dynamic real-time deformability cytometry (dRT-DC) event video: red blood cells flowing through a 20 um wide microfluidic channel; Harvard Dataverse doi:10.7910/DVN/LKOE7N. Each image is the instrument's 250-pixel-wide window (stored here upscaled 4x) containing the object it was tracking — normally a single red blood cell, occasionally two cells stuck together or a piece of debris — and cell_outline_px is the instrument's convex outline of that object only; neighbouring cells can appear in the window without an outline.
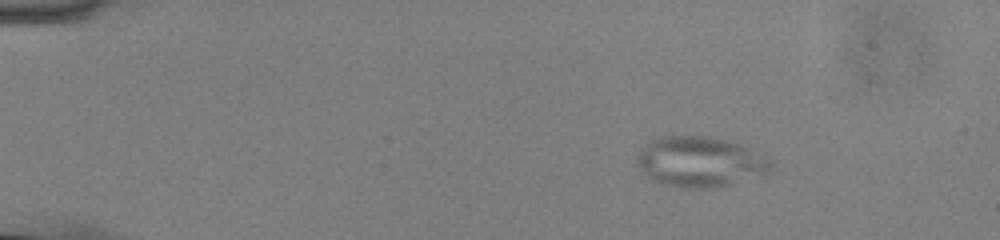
{"species": "common noctule bat (a hibernating species)", "species_latin": "Nyctalus noctula", "temperature_condition": "cold", "stored_images_in_passage": 48, "camera_frame_rate_fps": 3000, "um_per_image_px": 0.085, "animal": {"sex": "male", "body_mass_g": 13.0, "forearm_length_mm": 53.1}, "frame": {"image": 1, "passage_image": 1, "time_ms": 0.0, "image_size_px": [1000, 240], "cell_outline_px": [[772, 164], [764, 172], [716, 188], [684, 188], [660, 184], [652, 180], [640, 172], [636, 164], [636, 156], [652, 140], [660, 136], [708, 136], [728, 140], [740, 144], [764, 156]], "centroid_in_image_um": [59.39, 13.75], "position_along_channel_um": 25.6, "area_um2": 38.73}}
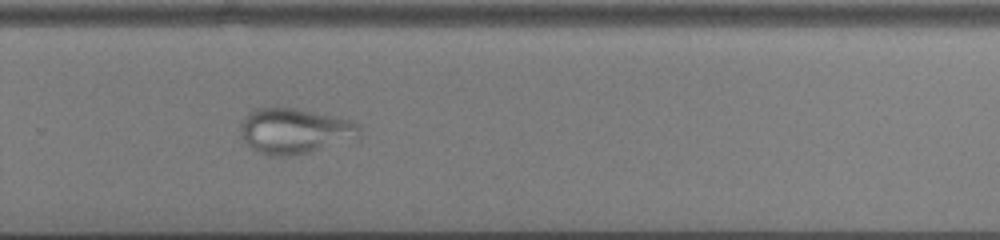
{"frame": {"image": 2, "passage_image": 31, "time_ms": 10.0, "image_size_px": [1000, 240], "cell_outline_px": [[360, 140], [308, 152], [288, 156], [272, 156], [260, 152], [248, 144], [240, 136], [240, 124], [244, 116], [256, 108], [296, 108], [352, 120], [360, 124]], "centroid_in_image_um": [25.11, 11.13], "position_along_channel_um": 304.7, "area_um2": 31.85}}
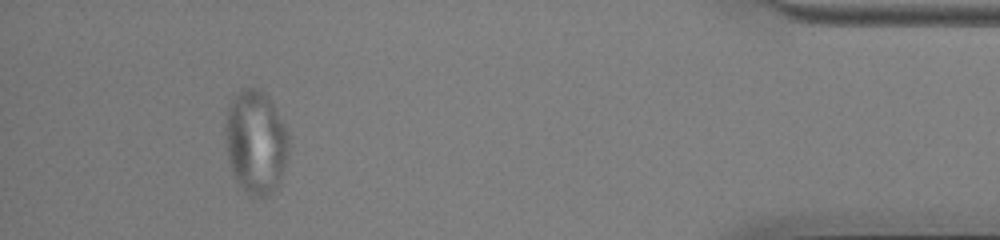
{"frame": {"image": 3, "passage_image": 44, "time_ms": 14.333, "image_size_px": [1000, 240], "cell_outline_px": [[288, 156], [280, 184], [268, 196], [256, 200], [248, 196], [236, 180], [232, 172], [228, 160], [224, 136], [224, 128], [228, 104], [244, 88], [256, 88], [264, 92], [272, 100], [276, 108], [288, 136]], "centroid_in_image_um": [21.73, 12.13], "position_along_channel_um": 413.5, "area_um2": 38.96}}